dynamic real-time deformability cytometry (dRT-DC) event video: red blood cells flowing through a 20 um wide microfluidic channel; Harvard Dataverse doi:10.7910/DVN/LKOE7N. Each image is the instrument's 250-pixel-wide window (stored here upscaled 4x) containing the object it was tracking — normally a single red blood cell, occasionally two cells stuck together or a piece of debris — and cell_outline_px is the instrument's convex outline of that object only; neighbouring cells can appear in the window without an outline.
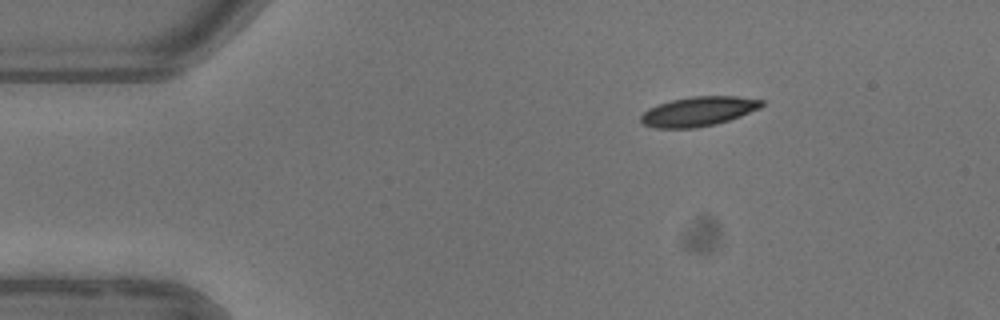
{"species": "common noctule bat (a hibernating species)", "species_latin": "Nyctalus noctula", "temperature_condition": "warm", "stored_images_in_passage": 3, "camera_frame_rate_fps": 3000, "um_per_image_px": 0.085, "animal": {"sex": "female"}, "frame": {"image": 1, "passage_image": 1, "time_ms": 0.0, "image_size_px": [1000, 320], "cell_outline_px": [[764, 104], [760, 108], [740, 116], [716, 124], [696, 128], [656, 128], [644, 124], [640, 120], [640, 116], [648, 108], [672, 100], [692, 96], [736, 96], [764, 100]], "centroid_in_image_um": [59.37, 9.47], "position_along_channel_um": 25.6, "area_um2": 20.69}}